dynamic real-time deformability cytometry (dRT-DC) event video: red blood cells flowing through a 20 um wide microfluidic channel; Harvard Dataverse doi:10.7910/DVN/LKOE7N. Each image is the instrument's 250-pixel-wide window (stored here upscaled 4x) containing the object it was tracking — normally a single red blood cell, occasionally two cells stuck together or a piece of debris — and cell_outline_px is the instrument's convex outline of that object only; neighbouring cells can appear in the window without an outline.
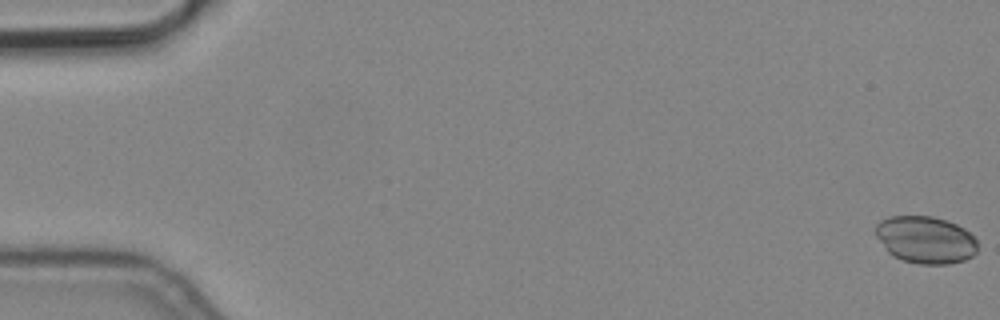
{"species": "common noctule bat (a hibernating species)", "species_latin": "Nyctalus noctula", "temperature_condition": "cold", "stored_images_in_passage": 5, "camera_frame_rate_fps": 3000, "um_per_image_px": 0.085, "animal": {"sex": "male", "body_mass_g": 19.2, "forearm_length_mm": 51.8}, "frame": {"image": 1, "passage_image": 1, "time_ms": 0.0, "image_size_px": [1000, 320], "cell_outline_px": [[976, 252], [972, 256], [964, 260], [948, 264], [920, 264], [904, 260], [888, 252], [876, 236], [876, 224], [880, 220], [888, 216], [932, 216], [948, 220], [964, 228], [976, 240]], "centroid_in_image_um": [78.66, 20.36], "position_along_channel_um": 6.3, "area_um2": 27.92}}